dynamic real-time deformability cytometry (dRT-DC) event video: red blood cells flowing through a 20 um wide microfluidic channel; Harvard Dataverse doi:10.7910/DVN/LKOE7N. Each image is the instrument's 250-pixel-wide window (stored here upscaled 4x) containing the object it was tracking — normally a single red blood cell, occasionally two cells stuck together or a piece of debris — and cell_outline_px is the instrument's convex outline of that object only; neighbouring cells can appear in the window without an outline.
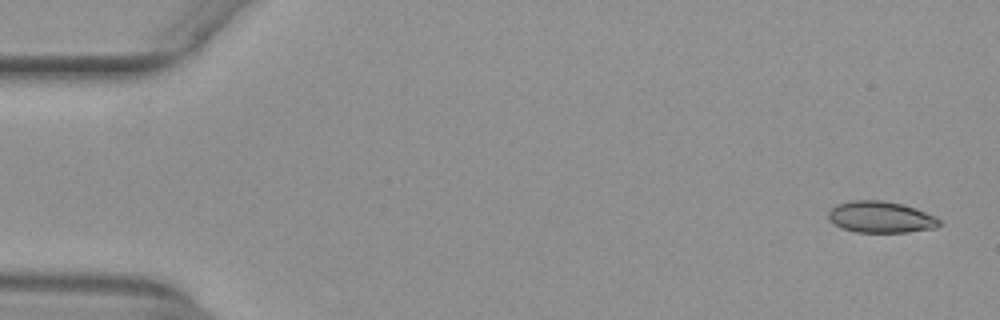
{"species": "common noctule bat (a hibernating species)", "species_latin": "Nyctalus noctula", "temperature_condition": "warm", "stored_images_in_passage": 2, "camera_frame_rate_fps": 3000, "um_per_image_px": 0.085, "animal": {"sex": "female", "body_mass_g": 29.2, "forearm_length_mm": 56.3}, "frame": {"image": 1, "passage_image": 1, "time_ms": 0.0, "image_size_px": [1000, 320], "cell_outline_px": [[940, 224], [936, 228], [908, 232], [856, 232], [840, 228], [832, 224], [828, 220], [828, 212], [836, 204], [852, 200], [884, 200], [904, 204], [916, 208], [936, 216], [940, 220]], "centroid_in_image_um": [74.85, 18.45], "position_along_channel_um": 10.2, "area_um2": 20.69}}